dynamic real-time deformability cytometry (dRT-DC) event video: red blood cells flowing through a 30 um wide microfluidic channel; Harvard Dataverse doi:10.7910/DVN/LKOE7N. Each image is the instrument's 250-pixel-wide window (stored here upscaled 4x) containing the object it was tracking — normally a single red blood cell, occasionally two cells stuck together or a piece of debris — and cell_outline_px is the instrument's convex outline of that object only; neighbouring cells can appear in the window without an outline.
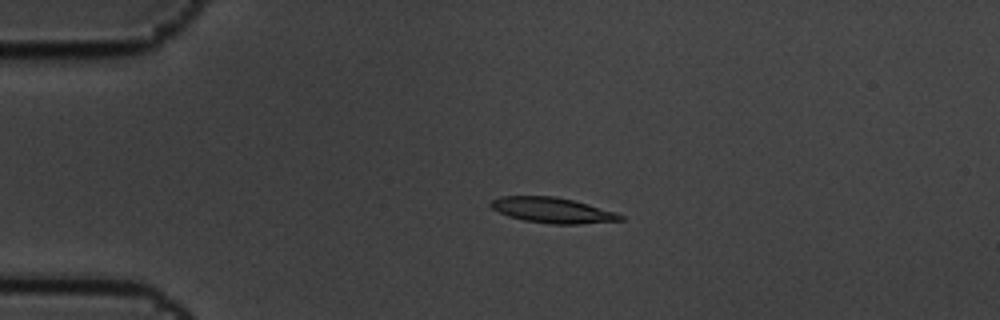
{"species": "common noctule bat (a hibernating species)", "species_latin": "Nyctalus noctula", "temperature_condition": "cold", "stored_images_in_passage": 5, "camera_frame_rate_fps": 3000, "um_per_image_px": 0.085, "animal": {"sex": "male", "body_mass_g": 19.5, "forearm_length_mm": 54.6}, "frame": {"image": 1, "passage_image": 4, "time_ms": 1.0, "image_size_px": [1000, 320], "cell_outline_px": [[624, 220], [580, 224], [548, 224], [524, 220], [508, 216], [492, 208], [488, 204], [492, 200], [500, 196], [556, 196], [588, 204], [616, 212], [624, 216]], "centroid_in_image_um": [46.96, 17.87], "position_along_channel_um": 38.0, "area_um2": 19.25}}